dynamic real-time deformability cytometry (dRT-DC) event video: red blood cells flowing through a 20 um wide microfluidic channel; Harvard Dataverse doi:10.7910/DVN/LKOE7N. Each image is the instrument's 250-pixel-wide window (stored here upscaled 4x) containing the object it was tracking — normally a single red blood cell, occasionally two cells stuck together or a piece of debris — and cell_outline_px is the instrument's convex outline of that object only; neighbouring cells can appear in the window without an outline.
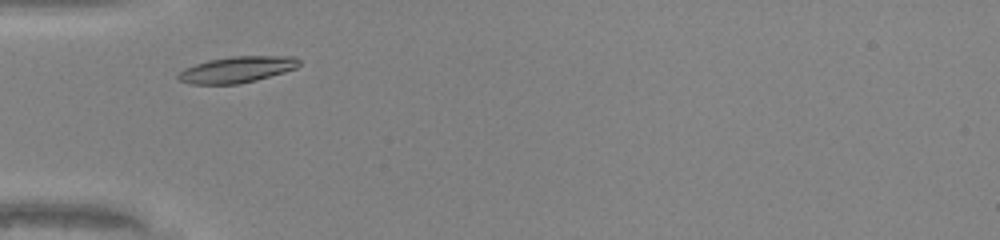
{"species": "common noctule bat (a hibernating species)", "species_latin": "Nyctalus noctula", "temperature_condition": "warm", "stored_images_in_passage": 26, "camera_frame_rate_fps": 3000, "um_per_image_px": 0.085, "animal": {"sex": "male", "body_mass_g": 20.0, "forearm_length_mm": 53.3}, "frame": {"image": 1, "passage_image": 2, "time_ms": 0.333, "image_size_px": [1000, 240], "cell_outline_px": [[300, 64], [296, 68], [284, 72], [256, 80], [236, 84], [192, 84], [180, 80], [176, 76], [184, 68], [208, 60], [232, 56], [296, 56], [300, 60]], "centroid_in_image_um": [20.16, 5.9], "position_along_channel_um": 64.8, "area_um2": 18.38}}
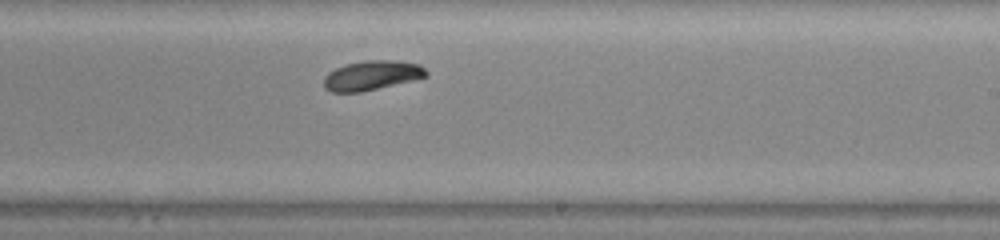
{"frame": {"image": 2, "passage_image": 16, "time_ms": 5.0, "image_size_px": [1000, 240], "cell_outline_px": [[428, 76], [416, 80], [360, 92], [332, 92], [324, 88], [324, 76], [328, 72], [336, 68], [348, 64], [364, 60], [396, 60], [420, 64], [428, 72]], "centroid_in_image_um": [31.63, 6.41], "position_along_channel_um": 257.4, "area_um2": 17.74}}
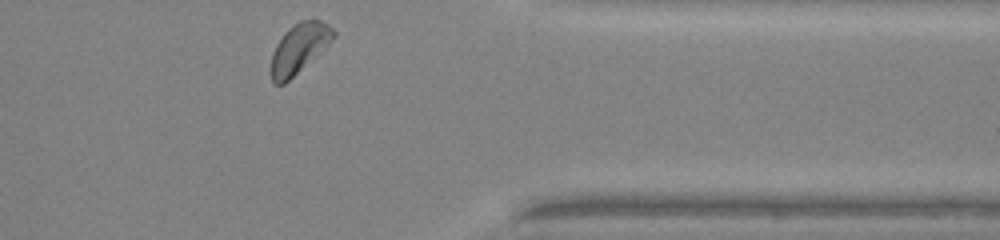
{"frame": {"image": 3, "passage_image": 26, "time_ms": 8.333, "image_size_px": [1000, 240], "cell_outline_px": [[336, 36], [324, 48], [284, 84], [272, 84], [268, 72], [272, 52], [276, 44], [288, 28], [300, 20], [320, 20], [328, 24], [336, 32]], "centroid_in_image_um": [25.36, 4.13], "position_along_channel_um": 386.0, "area_um2": 18.09}, "authors_computed_cell_mechanics": {"area_um2": 17.6579, "velocity_mm_per_s": 4.192, "shape_relaxation_time_tau1_ms": 2.1279, "shape_relaxation_time_tau2_ms": null, "deformation_change_tau1": 0.1155, "deformation_change_tau2": null}}